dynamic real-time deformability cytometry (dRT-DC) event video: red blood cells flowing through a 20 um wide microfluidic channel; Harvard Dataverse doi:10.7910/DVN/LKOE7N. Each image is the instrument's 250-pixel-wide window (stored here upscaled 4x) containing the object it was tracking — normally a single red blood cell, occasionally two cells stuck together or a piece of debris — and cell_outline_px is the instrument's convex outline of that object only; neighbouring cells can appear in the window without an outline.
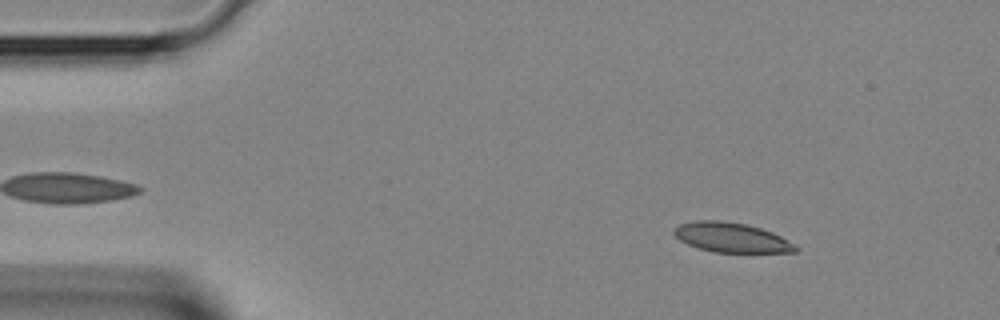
{"species": "Egyptian fruit bat (a non-hibernating species)", "species_latin": "Rousettus aegyptiacus", "temperature_condition": "room temperature", "stored_images_in_passage": 41, "camera_frame_rate_fps": 3000, "um_per_image_px": 0.085, "animal": {"sex": "female"}, "frame": {"image": 1, "passage_image": 5, "time_ms": 1.333, "image_size_px": [1000, 320], "cell_outline_px": [[800, 248], [796, 252], [712, 252], [688, 244], [680, 240], [672, 232], [672, 228], [680, 224], [696, 220], [720, 220], [748, 224], [772, 232], [780, 236]], "centroid_in_image_um": [62.15, 20.18], "position_along_channel_um": 22.9, "area_um2": 20.98}}
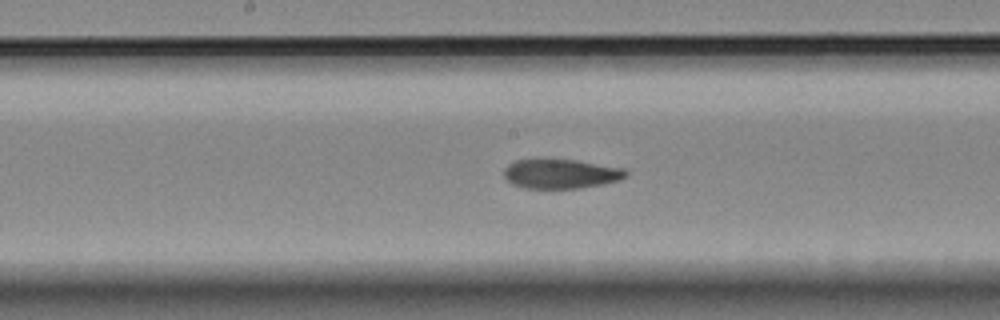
{"frame": {"image": 2, "passage_image": 20, "time_ms": 6.333, "image_size_px": [1000, 320], "cell_outline_px": [[628, 176], [620, 180], [604, 184], [580, 188], [528, 188], [512, 184], [504, 176], [504, 168], [508, 164], [516, 160], [576, 160], [624, 168], [628, 172]], "centroid_in_image_um": [47.71, 14.78], "position_along_channel_um": 200.5, "area_um2": 20.81}}
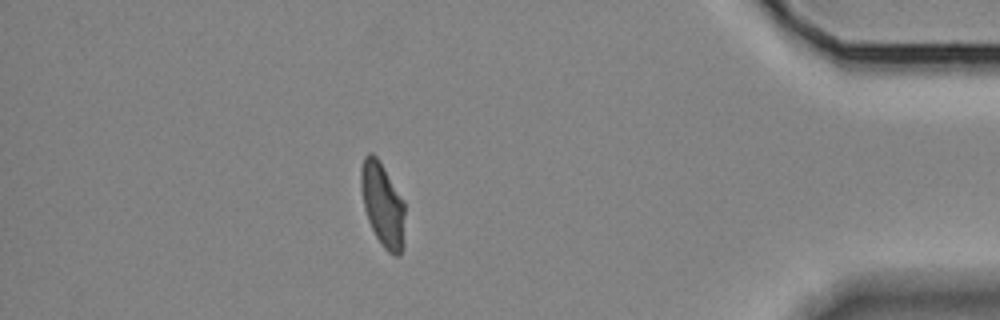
{"frame": {"image": 3, "passage_image": 35, "time_ms": 11.333, "image_size_px": [1000, 320], "cell_outline_px": [[404, 244], [400, 252], [396, 256], [388, 252], [384, 248], [376, 236], [368, 220], [364, 208], [360, 188], [360, 168], [364, 156], [368, 152], [372, 152], [376, 156], [384, 168], [404, 200]], "centroid_in_image_um": [32.51, 17.36], "position_along_channel_um": 402.7, "area_um2": 21.56}}